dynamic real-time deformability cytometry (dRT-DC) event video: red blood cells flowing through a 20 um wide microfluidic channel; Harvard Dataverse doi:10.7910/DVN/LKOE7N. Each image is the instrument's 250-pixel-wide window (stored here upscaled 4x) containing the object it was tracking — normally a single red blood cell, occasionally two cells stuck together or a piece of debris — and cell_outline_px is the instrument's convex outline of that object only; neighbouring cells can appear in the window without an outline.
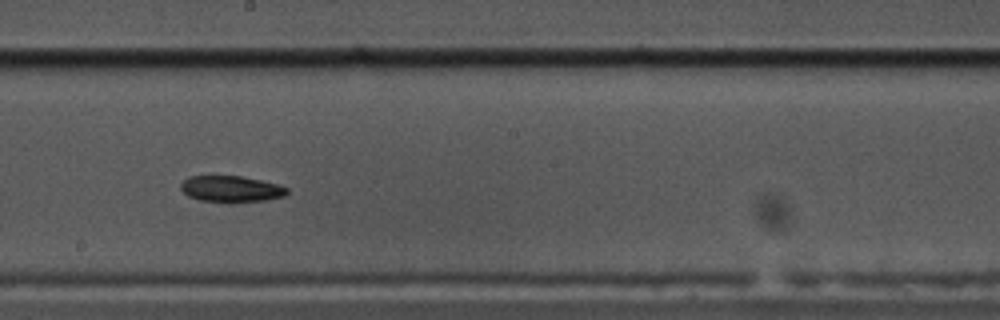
{"species": "common noctule bat (a hibernating species)", "species_latin": "Nyctalus noctula", "temperature_condition": "cold", "stored_images_in_passage": 43, "camera_frame_rate_fps": 3000, "um_per_image_px": 0.085, "animal": {"sex": "male", "body_mass_g": 17.5, "forearm_length_mm": 52.3}, "frame": {"image": 1, "passage_image": 25, "time_ms": 8.0, "image_size_px": [1000, 320], "cell_outline_px": [[288, 192], [284, 196], [268, 200], [232, 204], [228, 204], [200, 200], [188, 196], [180, 188], [180, 184], [188, 176], [240, 176], [260, 180], [276, 184], [288, 188]], "centroid_in_image_um": [19.63, 16.09], "position_along_channel_um": 228.6, "area_um2": 16.65}, "authors_computed_cell_mechanics": {"area_um2": 16.7042, "velocity_mm_per_s": 3.4222, "shape_relaxation_time_tau1_ms": null, "shape_relaxation_time_tau2_ms": 5.1161, "deformation_change_tau1": null, "deformation_change_tau2": 0.0918}}